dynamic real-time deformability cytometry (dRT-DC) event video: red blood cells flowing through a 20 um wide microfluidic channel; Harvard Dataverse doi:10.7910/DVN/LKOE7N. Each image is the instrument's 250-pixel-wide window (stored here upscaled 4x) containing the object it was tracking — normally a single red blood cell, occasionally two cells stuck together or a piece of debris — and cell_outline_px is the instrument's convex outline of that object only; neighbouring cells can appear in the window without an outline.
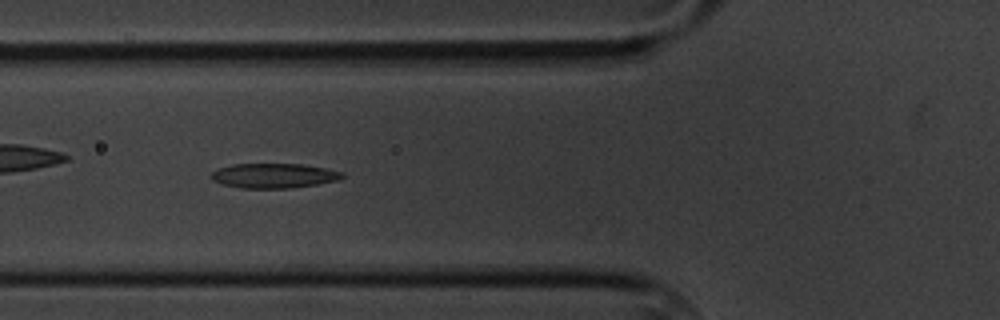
{"species": "common noctule bat (a hibernating species)", "species_latin": "Nyctalus noctula", "temperature_condition": "cold", "stored_images_in_passage": 9, "camera_frame_rate_fps": 3000, "um_per_image_px": 0.085, "animal": {"sex": "male", "body_mass_g": 20.1, "forearm_length_mm": 53.5}, "frame": {"image": 1, "passage_image": 7, "time_ms": 7.0, "image_size_px": [1000, 320], "cell_outline_px": [[344, 176], [340, 180], [292, 188], [240, 188], [224, 184], [212, 180], [212, 172], [216, 168], [232, 164], [300, 164], [324, 168], [344, 172]], "centroid_in_image_um": [23.28, 14.93], "position_along_channel_um": 102.5, "area_um2": 18.84}}
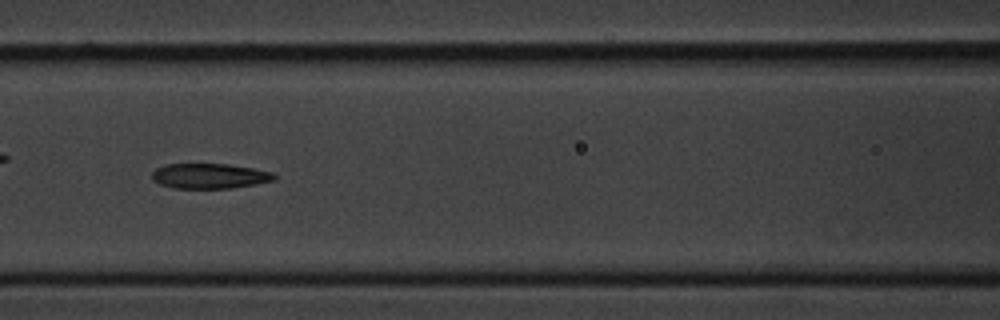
{"frame": {"image": 2, "passage_image": 8, "time_ms": 8.333, "image_size_px": [1000, 320], "cell_outline_px": [[276, 180], [256, 184], [232, 188], [172, 188], [160, 184], [152, 180], [152, 172], [156, 168], [168, 164], [228, 164], [276, 172]], "centroid_in_image_um": [17.85, 14.96], "position_along_channel_um": 148.8, "area_um2": 18.03}}
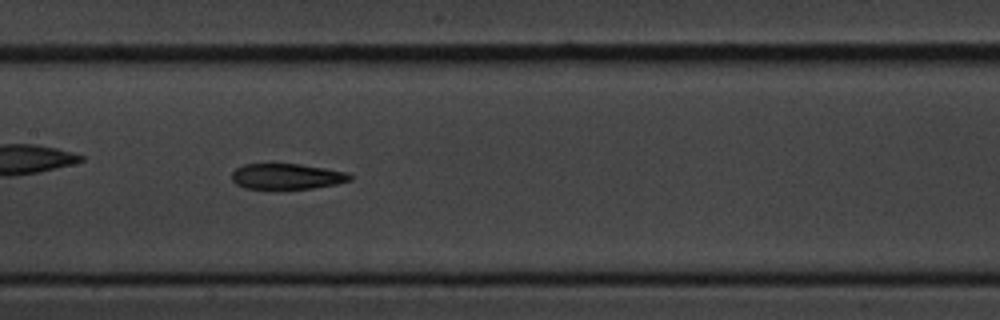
{"frame": {"image": 3, "passage_image": 9, "time_ms": 9.333, "image_size_px": [1000, 320], "cell_outline_px": [[352, 180], [336, 184], [312, 188], [244, 188], [236, 184], [232, 180], [232, 172], [236, 168], [244, 164], [300, 164], [348, 172], [352, 176]], "centroid_in_image_um": [24.39, 14.98], "position_along_channel_um": 183.0, "area_um2": 17.51}}